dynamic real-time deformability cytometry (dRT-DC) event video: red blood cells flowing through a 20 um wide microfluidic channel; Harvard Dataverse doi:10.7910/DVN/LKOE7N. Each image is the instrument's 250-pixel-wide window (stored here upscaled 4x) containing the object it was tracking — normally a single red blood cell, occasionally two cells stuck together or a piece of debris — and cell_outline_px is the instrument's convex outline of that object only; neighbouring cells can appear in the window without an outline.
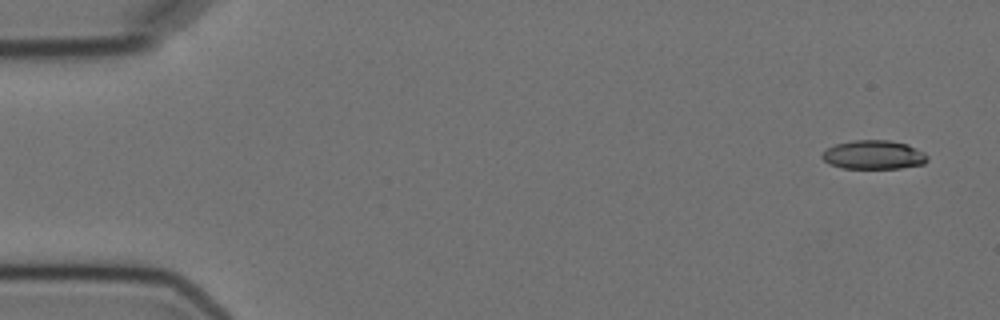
{"species": "Egyptian fruit bat (a non-hibernating species)", "species_latin": "Rousettus aegyptiacus", "temperature_condition": "cold", "stored_images_in_passage": 4, "camera_frame_rate_fps": 3000, "um_per_image_px": 0.085, "animal": {"sex": "female"}, "frame": {"image": 1, "passage_image": 1, "time_ms": 0.0, "image_size_px": [1000, 320], "cell_outline_px": [[928, 160], [924, 164], [900, 168], [840, 168], [828, 164], [820, 156], [828, 148], [836, 144], [852, 140], [888, 140], [908, 144], [924, 152], [928, 156]], "centroid_in_image_um": [74.27, 13.16], "position_along_channel_um": 10.7, "area_um2": 17.8}}
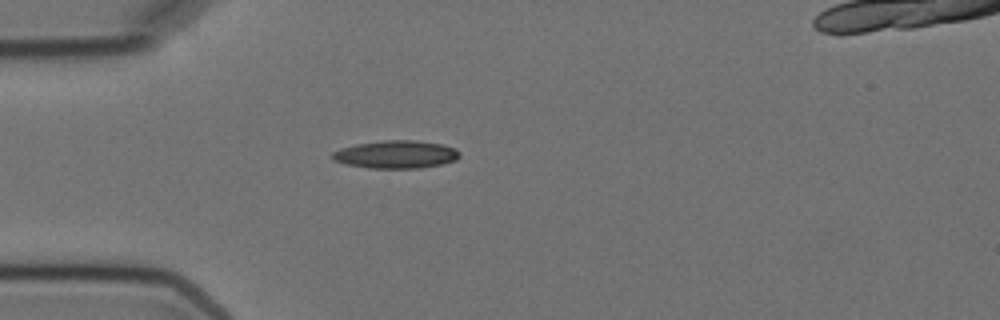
{"frame": {"image": 2, "passage_image": 4, "time_ms": 4.333, "image_size_px": [1000, 320], "cell_outline_px": [[460, 156], [456, 160], [440, 164], [420, 168], [368, 168], [344, 164], [332, 160], [332, 152], [340, 148], [356, 144], [384, 140], [416, 140], [440, 144], [456, 148], [460, 152]], "centroid_in_image_um": [33.64, 13.12], "position_along_channel_um": 51.4, "area_um2": 20.75}}